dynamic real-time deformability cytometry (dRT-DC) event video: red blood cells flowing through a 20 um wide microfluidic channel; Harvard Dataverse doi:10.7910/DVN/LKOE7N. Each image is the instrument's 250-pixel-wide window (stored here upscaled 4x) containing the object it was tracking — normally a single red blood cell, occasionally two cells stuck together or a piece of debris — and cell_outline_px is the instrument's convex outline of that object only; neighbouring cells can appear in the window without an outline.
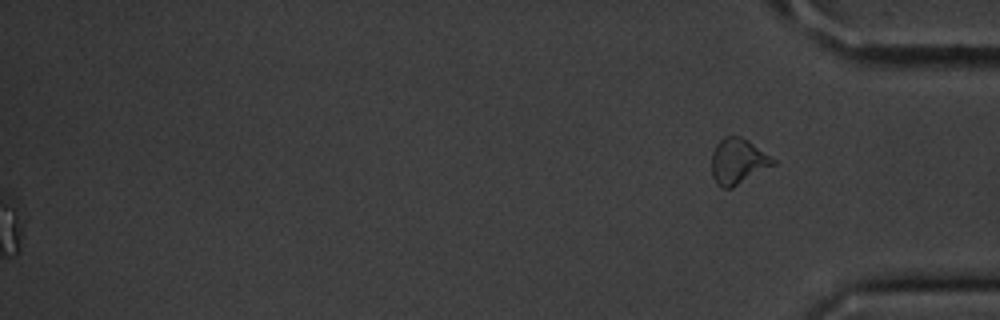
{"species": "common noctule bat (a hibernating species)", "species_latin": "Nyctalus noctula", "temperature_condition": "cold", "stored_images_in_passage": 57, "segment_of_instrument_passage": [2, 2], "camera_frame_rate_fps": 3000, "um_per_image_px": 0.085, "animal": {"sex": "male", "body_mass_g": 20.1, "forearm_length_mm": 53.5}, "frame": {"image": 1, "passage_image": 57, "time_ms": 18.667, "image_size_px": [1000, 320], "cell_outline_px": [[776, 164], [732, 188], [720, 188], [716, 184], [712, 176], [712, 152], [716, 144], [724, 136], [740, 136], [748, 140], [776, 160]], "centroid_in_image_um": [62.71, 13.72], "position_along_channel_um": 372.5, "area_um2": 16.42}}